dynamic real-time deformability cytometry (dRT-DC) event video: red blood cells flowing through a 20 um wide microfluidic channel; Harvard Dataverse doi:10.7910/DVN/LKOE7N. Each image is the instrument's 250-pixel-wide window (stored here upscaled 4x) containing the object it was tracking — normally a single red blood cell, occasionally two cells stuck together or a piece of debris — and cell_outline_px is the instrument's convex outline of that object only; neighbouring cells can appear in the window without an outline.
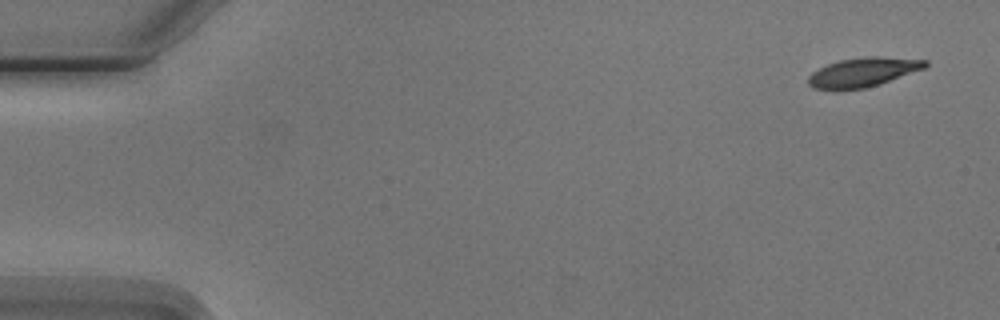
{"species": "Egyptian fruit bat (a non-hibernating species)", "species_latin": "Rousettus aegyptiacus", "temperature_condition": "cold", "stored_images_in_passage": 5, "camera_frame_rate_fps": 3000, "um_per_image_px": 0.085, "animal": {"sex": "male"}, "frame": {"image": 1, "passage_image": 5, "time_ms": 6.0, "image_size_px": [1000, 320], "cell_outline_px": [[928, 64], [924, 68], [880, 84], [864, 88], [812, 88], [808, 84], [808, 76], [812, 72], [828, 64], [840, 60], [872, 56], [880, 56], [928, 60]], "centroid_in_image_um": [73.39, 6.11], "position_along_channel_um": 11.6, "area_um2": 19.42}}